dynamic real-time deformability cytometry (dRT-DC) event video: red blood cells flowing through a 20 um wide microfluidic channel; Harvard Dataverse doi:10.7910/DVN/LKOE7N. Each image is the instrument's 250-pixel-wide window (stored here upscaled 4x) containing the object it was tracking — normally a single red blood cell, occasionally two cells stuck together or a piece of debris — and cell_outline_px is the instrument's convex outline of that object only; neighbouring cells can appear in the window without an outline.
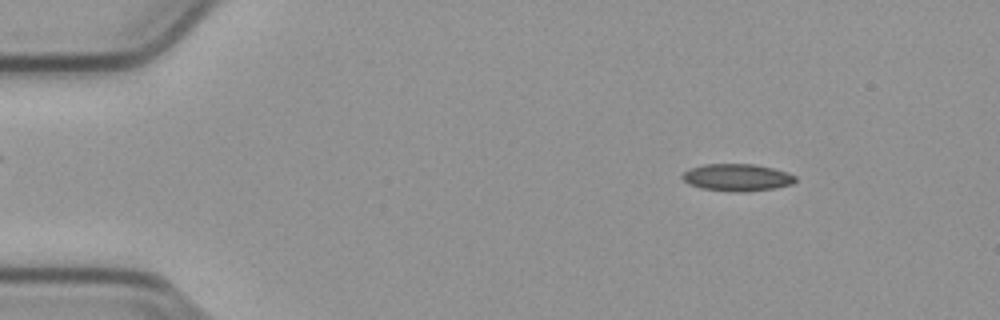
{"species": "common noctule bat (a hibernating species)", "species_latin": "Nyctalus noctula", "temperature_condition": "cold", "stored_images_in_passage": 54, "camera_frame_rate_fps": 3000, "um_per_image_px": 0.085, "animal": {"sex": "male", "body_mass_g": 23.1, "forearm_length_mm": 52.7}, "frame": {"image": 1, "passage_image": 7, "time_ms": 2.0, "image_size_px": [1000, 320], "cell_outline_px": [[796, 180], [792, 184], [776, 188], [744, 192], [736, 192], [700, 188], [688, 184], [680, 176], [688, 168], [704, 164], [756, 164], [788, 172], [796, 176]], "centroid_in_image_um": [62.64, 15.08], "position_along_channel_um": 22.4, "area_um2": 18.09}}
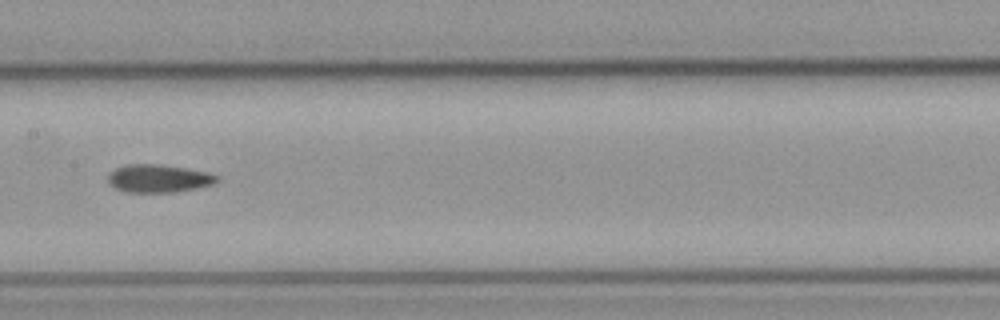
{"frame": {"image": 2, "passage_image": 27, "time_ms": 8.667, "image_size_px": [1000, 320], "cell_outline_px": [[220, 180], [212, 184], [196, 188], [176, 192], [128, 192], [116, 188], [108, 180], [108, 172], [124, 164], [160, 164], [208, 172], [220, 176]], "centroid_in_image_um": [13.49, 15.16], "position_along_channel_um": 193.9, "area_um2": 17.74}}
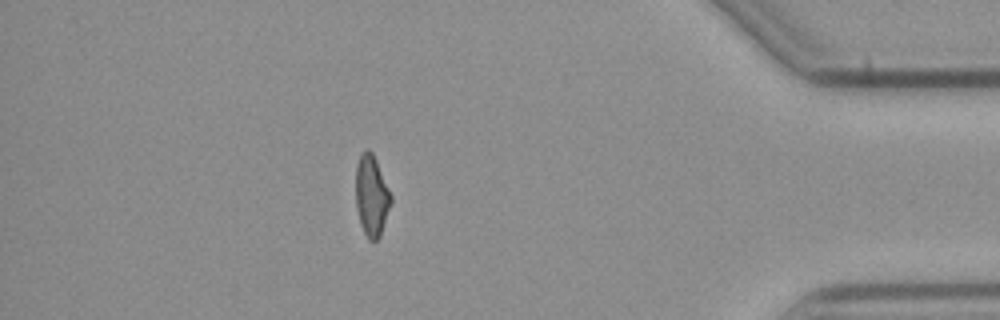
{"frame": {"image": 3, "passage_image": 47, "time_ms": 15.333, "image_size_px": [1000, 320], "cell_outline_px": [[392, 200], [380, 236], [376, 240], [368, 240], [360, 224], [356, 208], [356, 164], [360, 156], [368, 148], [372, 152], [376, 160], [392, 196]], "centroid_in_image_um": [31.58, 16.65], "position_along_channel_um": 403.6, "area_um2": 16.47}, "authors_computed_cell_mechanics": {"area_um2": 17.5423, "velocity_mm_per_s": 3.805, "shape_relaxation_time_tau1_ms": null, "shape_relaxation_time_tau2_ms": 4.8467, "deformation_change_tau1": null, "deformation_change_tau2": 0.1292}}